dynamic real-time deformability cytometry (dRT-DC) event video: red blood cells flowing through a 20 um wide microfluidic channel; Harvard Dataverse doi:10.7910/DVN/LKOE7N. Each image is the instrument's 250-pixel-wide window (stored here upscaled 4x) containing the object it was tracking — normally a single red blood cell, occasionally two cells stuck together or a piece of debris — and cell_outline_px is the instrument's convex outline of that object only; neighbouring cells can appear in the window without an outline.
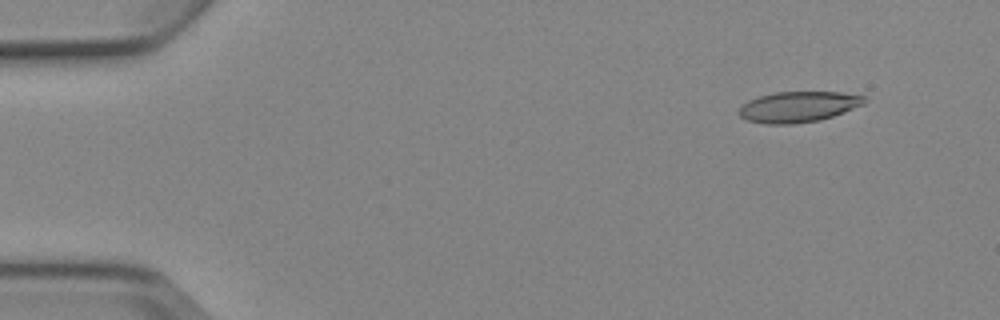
{"species": "Egyptian fruit bat (a non-hibernating species)", "species_latin": "Rousettus aegyptiacus", "temperature_condition": "cold", "stored_images_in_passage": 6, "camera_frame_rate_fps": 3000, "um_per_image_px": 0.085, "animal": {"sex": "female"}, "frame": {"image": 1, "passage_image": 2, "time_ms": 1.333, "image_size_px": [1000, 320], "cell_outline_px": [[868, 100], [864, 104], [832, 116], [820, 120], [792, 124], [764, 124], [748, 120], [740, 116], [736, 112], [748, 100], [760, 96], [776, 92], [840, 92], [864, 96]], "centroid_in_image_um": [67.85, 9.08], "position_along_channel_um": 17.2, "area_um2": 22.37}}
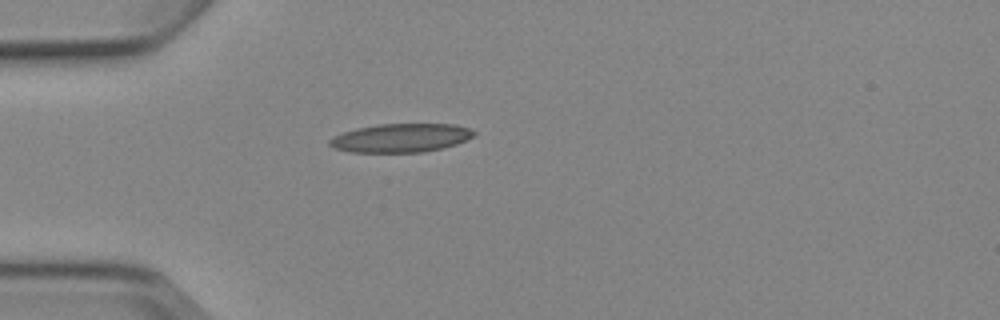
{"frame": {"image": 2, "passage_image": 5, "time_ms": 4.667, "image_size_px": [1000, 320], "cell_outline_px": [[476, 132], [472, 136], [456, 144], [424, 152], [352, 152], [332, 148], [328, 144], [328, 140], [344, 132], [356, 128], [380, 124], [452, 124], [468, 128]], "centroid_in_image_um": [34.03, 11.72], "position_along_channel_um": 51.0, "area_um2": 23.81}}